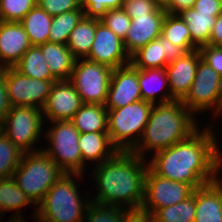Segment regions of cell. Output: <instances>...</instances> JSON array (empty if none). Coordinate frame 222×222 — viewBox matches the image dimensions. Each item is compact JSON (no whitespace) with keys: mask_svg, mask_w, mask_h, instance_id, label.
<instances>
[{"mask_svg":"<svg viewBox=\"0 0 222 222\" xmlns=\"http://www.w3.org/2000/svg\"><path fill=\"white\" fill-rule=\"evenodd\" d=\"M146 159L131 151H118L111 159L96 165L93 172L97 195L91 201L127 209H140L144 201Z\"/></svg>","mask_w":222,"mask_h":222,"instance_id":"cell-2","label":"cell"},{"mask_svg":"<svg viewBox=\"0 0 222 222\" xmlns=\"http://www.w3.org/2000/svg\"><path fill=\"white\" fill-rule=\"evenodd\" d=\"M124 207L97 204L90 201L83 222H122Z\"/></svg>","mask_w":222,"mask_h":222,"instance_id":"cell-34","label":"cell"},{"mask_svg":"<svg viewBox=\"0 0 222 222\" xmlns=\"http://www.w3.org/2000/svg\"><path fill=\"white\" fill-rule=\"evenodd\" d=\"M188 26L192 43L199 49L203 45H209L211 30L216 18L213 13H199L193 7L177 14Z\"/></svg>","mask_w":222,"mask_h":222,"instance_id":"cell-24","label":"cell"},{"mask_svg":"<svg viewBox=\"0 0 222 222\" xmlns=\"http://www.w3.org/2000/svg\"><path fill=\"white\" fill-rule=\"evenodd\" d=\"M138 83L142 100L155 104L157 93L169 83L166 69H138Z\"/></svg>","mask_w":222,"mask_h":222,"instance_id":"cell-30","label":"cell"},{"mask_svg":"<svg viewBox=\"0 0 222 222\" xmlns=\"http://www.w3.org/2000/svg\"><path fill=\"white\" fill-rule=\"evenodd\" d=\"M86 59L112 69L130 63V56L124 48L123 40L102 22L96 25L94 41Z\"/></svg>","mask_w":222,"mask_h":222,"instance_id":"cell-14","label":"cell"},{"mask_svg":"<svg viewBox=\"0 0 222 222\" xmlns=\"http://www.w3.org/2000/svg\"><path fill=\"white\" fill-rule=\"evenodd\" d=\"M202 60L222 77V48L220 46L203 45L199 48Z\"/></svg>","mask_w":222,"mask_h":222,"instance_id":"cell-40","label":"cell"},{"mask_svg":"<svg viewBox=\"0 0 222 222\" xmlns=\"http://www.w3.org/2000/svg\"><path fill=\"white\" fill-rule=\"evenodd\" d=\"M195 0H172L170 6L166 9L168 14L177 15L183 10L193 7Z\"/></svg>","mask_w":222,"mask_h":222,"instance_id":"cell-45","label":"cell"},{"mask_svg":"<svg viewBox=\"0 0 222 222\" xmlns=\"http://www.w3.org/2000/svg\"><path fill=\"white\" fill-rule=\"evenodd\" d=\"M149 167L159 176L190 184L194 189L217 179L222 156L211 128L153 153Z\"/></svg>","mask_w":222,"mask_h":222,"instance_id":"cell-1","label":"cell"},{"mask_svg":"<svg viewBox=\"0 0 222 222\" xmlns=\"http://www.w3.org/2000/svg\"><path fill=\"white\" fill-rule=\"evenodd\" d=\"M58 80H38L20 73L15 67L5 68V83L10 106H34L42 109L51 87Z\"/></svg>","mask_w":222,"mask_h":222,"instance_id":"cell-12","label":"cell"},{"mask_svg":"<svg viewBox=\"0 0 222 222\" xmlns=\"http://www.w3.org/2000/svg\"><path fill=\"white\" fill-rule=\"evenodd\" d=\"M33 205L34 203L22 191L19 186L15 183L12 177L0 178V211L1 214L5 211L15 210L16 212L12 217H21L19 212L22 207Z\"/></svg>","mask_w":222,"mask_h":222,"instance_id":"cell-28","label":"cell"},{"mask_svg":"<svg viewBox=\"0 0 222 222\" xmlns=\"http://www.w3.org/2000/svg\"><path fill=\"white\" fill-rule=\"evenodd\" d=\"M113 69L87 59L75 60L69 81L83 104L105 105Z\"/></svg>","mask_w":222,"mask_h":222,"instance_id":"cell-9","label":"cell"},{"mask_svg":"<svg viewBox=\"0 0 222 222\" xmlns=\"http://www.w3.org/2000/svg\"><path fill=\"white\" fill-rule=\"evenodd\" d=\"M193 8L199 13H213L217 17L222 13V0H195Z\"/></svg>","mask_w":222,"mask_h":222,"instance_id":"cell-41","label":"cell"},{"mask_svg":"<svg viewBox=\"0 0 222 222\" xmlns=\"http://www.w3.org/2000/svg\"><path fill=\"white\" fill-rule=\"evenodd\" d=\"M82 105L83 102L74 85L69 80H59L53 83L42 108L43 118H47L50 123L71 120Z\"/></svg>","mask_w":222,"mask_h":222,"instance_id":"cell-15","label":"cell"},{"mask_svg":"<svg viewBox=\"0 0 222 222\" xmlns=\"http://www.w3.org/2000/svg\"><path fill=\"white\" fill-rule=\"evenodd\" d=\"M122 8L133 19L136 16L151 15L158 6L154 0H123Z\"/></svg>","mask_w":222,"mask_h":222,"instance_id":"cell-39","label":"cell"},{"mask_svg":"<svg viewBox=\"0 0 222 222\" xmlns=\"http://www.w3.org/2000/svg\"><path fill=\"white\" fill-rule=\"evenodd\" d=\"M2 63H1V61H0V71L1 70H4L6 67L4 66V65H1Z\"/></svg>","mask_w":222,"mask_h":222,"instance_id":"cell-49","label":"cell"},{"mask_svg":"<svg viewBox=\"0 0 222 222\" xmlns=\"http://www.w3.org/2000/svg\"><path fill=\"white\" fill-rule=\"evenodd\" d=\"M222 98V77L202 59L197 66L194 81L181 100L192 113L219 107Z\"/></svg>","mask_w":222,"mask_h":222,"instance_id":"cell-10","label":"cell"},{"mask_svg":"<svg viewBox=\"0 0 222 222\" xmlns=\"http://www.w3.org/2000/svg\"><path fill=\"white\" fill-rule=\"evenodd\" d=\"M192 115L181 100L153 104L143 134L131 152L145 158L147 150L157 152L185 140L198 129Z\"/></svg>","mask_w":222,"mask_h":222,"instance_id":"cell-3","label":"cell"},{"mask_svg":"<svg viewBox=\"0 0 222 222\" xmlns=\"http://www.w3.org/2000/svg\"><path fill=\"white\" fill-rule=\"evenodd\" d=\"M51 74L59 80H69L75 58L66 44L46 42L38 46Z\"/></svg>","mask_w":222,"mask_h":222,"instance_id":"cell-22","label":"cell"},{"mask_svg":"<svg viewBox=\"0 0 222 222\" xmlns=\"http://www.w3.org/2000/svg\"><path fill=\"white\" fill-rule=\"evenodd\" d=\"M202 59L199 49L185 53L165 67L169 80V93H163L160 103L182 100L194 81L197 66Z\"/></svg>","mask_w":222,"mask_h":222,"instance_id":"cell-13","label":"cell"},{"mask_svg":"<svg viewBox=\"0 0 222 222\" xmlns=\"http://www.w3.org/2000/svg\"><path fill=\"white\" fill-rule=\"evenodd\" d=\"M193 191L190 184L161 177L148 167L141 208L152 216L158 209L186 200Z\"/></svg>","mask_w":222,"mask_h":222,"instance_id":"cell-11","label":"cell"},{"mask_svg":"<svg viewBox=\"0 0 222 222\" xmlns=\"http://www.w3.org/2000/svg\"><path fill=\"white\" fill-rule=\"evenodd\" d=\"M70 121L79 133L107 132L108 111L105 105L83 104Z\"/></svg>","mask_w":222,"mask_h":222,"instance_id":"cell-23","label":"cell"},{"mask_svg":"<svg viewBox=\"0 0 222 222\" xmlns=\"http://www.w3.org/2000/svg\"><path fill=\"white\" fill-rule=\"evenodd\" d=\"M123 0H82L85 17L100 19L107 10L122 8Z\"/></svg>","mask_w":222,"mask_h":222,"instance_id":"cell-37","label":"cell"},{"mask_svg":"<svg viewBox=\"0 0 222 222\" xmlns=\"http://www.w3.org/2000/svg\"><path fill=\"white\" fill-rule=\"evenodd\" d=\"M161 35L175 46L181 47L186 53L198 49L193 43L187 24L178 16L166 14Z\"/></svg>","mask_w":222,"mask_h":222,"instance_id":"cell-29","label":"cell"},{"mask_svg":"<svg viewBox=\"0 0 222 222\" xmlns=\"http://www.w3.org/2000/svg\"><path fill=\"white\" fill-rule=\"evenodd\" d=\"M222 112V98H221V101H220V104H219V107L218 109L215 111V115H218V114H221Z\"/></svg>","mask_w":222,"mask_h":222,"instance_id":"cell-48","label":"cell"},{"mask_svg":"<svg viewBox=\"0 0 222 222\" xmlns=\"http://www.w3.org/2000/svg\"><path fill=\"white\" fill-rule=\"evenodd\" d=\"M11 106L8 100L7 87L5 83V69L0 71V123L3 122Z\"/></svg>","mask_w":222,"mask_h":222,"instance_id":"cell-42","label":"cell"},{"mask_svg":"<svg viewBox=\"0 0 222 222\" xmlns=\"http://www.w3.org/2000/svg\"><path fill=\"white\" fill-rule=\"evenodd\" d=\"M37 5L52 17L80 7L77 0H37Z\"/></svg>","mask_w":222,"mask_h":222,"instance_id":"cell-38","label":"cell"},{"mask_svg":"<svg viewBox=\"0 0 222 222\" xmlns=\"http://www.w3.org/2000/svg\"><path fill=\"white\" fill-rule=\"evenodd\" d=\"M45 133L50 142L42 149L66 174H83L82 156L78 145L79 131L70 120L54 121ZM48 148V149H47Z\"/></svg>","mask_w":222,"mask_h":222,"instance_id":"cell-7","label":"cell"},{"mask_svg":"<svg viewBox=\"0 0 222 222\" xmlns=\"http://www.w3.org/2000/svg\"><path fill=\"white\" fill-rule=\"evenodd\" d=\"M64 174L43 150H39L23 153L22 160L12 178L34 205L37 206L48 190Z\"/></svg>","mask_w":222,"mask_h":222,"instance_id":"cell-5","label":"cell"},{"mask_svg":"<svg viewBox=\"0 0 222 222\" xmlns=\"http://www.w3.org/2000/svg\"><path fill=\"white\" fill-rule=\"evenodd\" d=\"M78 145L82 156V171L86 160L100 164L111 159L119 150L111 143L108 132L80 133Z\"/></svg>","mask_w":222,"mask_h":222,"instance_id":"cell-21","label":"cell"},{"mask_svg":"<svg viewBox=\"0 0 222 222\" xmlns=\"http://www.w3.org/2000/svg\"><path fill=\"white\" fill-rule=\"evenodd\" d=\"M20 73L38 80H57L43 58L38 46H31L22 56L21 60L14 66Z\"/></svg>","mask_w":222,"mask_h":222,"instance_id":"cell-27","label":"cell"},{"mask_svg":"<svg viewBox=\"0 0 222 222\" xmlns=\"http://www.w3.org/2000/svg\"><path fill=\"white\" fill-rule=\"evenodd\" d=\"M43 123L42 109L34 106H13L1 123V131L24 153L35 152L39 149H31L41 137Z\"/></svg>","mask_w":222,"mask_h":222,"instance_id":"cell-8","label":"cell"},{"mask_svg":"<svg viewBox=\"0 0 222 222\" xmlns=\"http://www.w3.org/2000/svg\"><path fill=\"white\" fill-rule=\"evenodd\" d=\"M195 215L194 189L193 194L186 200L158 209L152 215V222H194Z\"/></svg>","mask_w":222,"mask_h":222,"instance_id":"cell-32","label":"cell"},{"mask_svg":"<svg viewBox=\"0 0 222 222\" xmlns=\"http://www.w3.org/2000/svg\"><path fill=\"white\" fill-rule=\"evenodd\" d=\"M153 103L140 100L108 111V134L119 151H131L148 123ZM134 137V138H133Z\"/></svg>","mask_w":222,"mask_h":222,"instance_id":"cell-6","label":"cell"},{"mask_svg":"<svg viewBox=\"0 0 222 222\" xmlns=\"http://www.w3.org/2000/svg\"><path fill=\"white\" fill-rule=\"evenodd\" d=\"M186 52L160 35L130 56V63L137 69L165 68L168 63Z\"/></svg>","mask_w":222,"mask_h":222,"instance_id":"cell-17","label":"cell"},{"mask_svg":"<svg viewBox=\"0 0 222 222\" xmlns=\"http://www.w3.org/2000/svg\"><path fill=\"white\" fill-rule=\"evenodd\" d=\"M71 175L82 178V174L65 173L35 207L34 220L37 218L38 222H83L91 200L81 201L78 187Z\"/></svg>","mask_w":222,"mask_h":222,"instance_id":"cell-4","label":"cell"},{"mask_svg":"<svg viewBox=\"0 0 222 222\" xmlns=\"http://www.w3.org/2000/svg\"><path fill=\"white\" fill-rule=\"evenodd\" d=\"M23 153L0 130V178L13 176L22 160Z\"/></svg>","mask_w":222,"mask_h":222,"instance_id":"cell-33","label":"cell"},{"mask_svg":"<svg viewBox=\"0 0 222 222\" xmlns=\"http://www.w3.org/2000/svg\"><path fill=\"white\" fill-rule=\"evenodd\" d=\"M222 44V13L216 18L215 25L211 30L209 45L220 46Z\"/></svg>","mask_w":222,"mask_h":222,"instance_id":"cell-44","label":"cell"},{"mask_svg":"<svg viewBox=\"0 0 222 222\" xmlns=\"http://www.w3.org/2000/svg\"><path fill=\"white\" fill-rule=\"evenodd\" d=\"M37 0H0V21L20 22Z\"/></svg>","mask_w":222,"mask_h":222,"instance_id":"cell-35","label":"cell"},{"mask_svg":"<svg viewBox=\"0 0 222 222\" xmlns=\"http://www.w3.org/2000/svg\"><path fill=\"white\" fill-rule=\"evenodd\" d=\"M107 28L112 30L122 40L131 26V18L123 8L110 9L100 18Z\"/></svg>","mask_w":222,"mask_h":222,"instance_id":"cell-36","label":"cell"},{"mask_svg":"<svg viewBox=\"0 0 222 222\" xmlns=\"http://www.w3.org/2000/svg\"><path fill=\"white\" fill-rule=\"evenodd\" d=\"M99 22L100 19L84 16L71 31L66 45L75 59L88 57L94 41L96 25Z\"/></svg>","mask_w":222,"mask_h":222,"instance_id":"cell-25","label":"cell"},{"mask_svg":"<svg viewBox=\"0 0 222 222\" xmlns=\"http://www.w3.org/2000/svg\"><path fill=\"white\" fill-rule=\"evenodd\" d=\"M84 16V10L81 7L53 16L48 42L67 44L71 31Z\"/></svg>","mask_w":222,"mask_h":222,"instance_id":"cell-31","label":"cell"},{"mask_svg":"<svg viewBox=\"0 0 222 222\" xmlns=\"http://www.w3.org/2000/svg\"><path fill=\"white\" fill-rule=\"evenodd\" d=\"M140 100L142 98L138 83V69L131 63L113 69L105 103L106 109H118Z\"/></svg>","mask_w":222,"mask_h":222,"instance_id":"cell-16","label":"cell"},{"mask_svg":"<svg viewBox=\"0 0 222 222\" xmlns=\"http://www.w3.org/2000/svg\"><path fill=\"white\" fill-rule=\"evenodd\" d=\"M13 219V220H12ZM8 222H26L23 217H12Z\"/></svg>","mask_w":222,"mask_h":222,"instance_id":"cell-47","label":"cell"},{"mask_svg":"<svg viewBox=\"0 0 222 222\" xmlns=\"http://www.w3.org/2000/svg\"><path fill=\"white\" fill-rule=\"evenodd\" d=\"M172 0H154V3L162 9H167L170 4H171Z\"/></svg>","mask_w":222,"mask_h":222,"instance_id":"cell-46","label":"cell"},{"mask_svg":"<svg viewBox=\"0 0 222 222\" xmlns=\"http://www.w3.org/2000/svg\"><path fill=\"white\" fill-rule=\"evenodd\" d=\"M122 222H152V216L140 209H126L122 216Z\"/></svg>","mask_w":222,"mask_h":222,"instance_id":"cell-43","label":"cell"},{"mask_svg":"<svg viewBox=\"0 0 222 222\" xmlns=\"http://www.w3.org/2000/svg\"><path fill=\"white\" fill-rule=\"evenodd\" d=\"M166 14L165 9L158 7L151 15L131 19V26L123 39L124 48L129 56L161 35Z\"/></svg>","mask_w":222,"mask_h":222,"instance_id":"cell-18","label":"cell"},{"mask_svg":"<svg viewBox=\"0 0 222 222\" xmlns=\"http://www.w3.org/2000/svg\"><path fill=\"white\" fill-rule=\"evenodd\" d=\"M28 35L20 22L0 21V61L14 67L31 47Z\"/></svg>","mask_w":222,"mask_h":222,"instance_id":"cell-19","label":"cell"},{"mask_svg":"<svg viewBox=\"0 0 222 222\" xmlns=\"http://www.w3.org/2000/svg\"><path fill=\"white\" fill-rule=\"evenodd\" d=\"M195 221L222 222V182L216 179L195 189Z\"/></svg>","mask_w":222,"mask_h":222,"instance_id":"cell-20","label":"cell"},{"mask_svg":"<svg viewBox=\"0 0 222 222\" xmlns=\"http://www.w3.org/2000/svg\"><path fill=\"white\" fill-rule=\"evenodd\" d=\"M53 17L36 5L20 21L32 46L48 42Z\"/></svg>","mask_w":222,"mask_h":222,"instance_id":"cell-26","label":"cell"}]
</instances>
